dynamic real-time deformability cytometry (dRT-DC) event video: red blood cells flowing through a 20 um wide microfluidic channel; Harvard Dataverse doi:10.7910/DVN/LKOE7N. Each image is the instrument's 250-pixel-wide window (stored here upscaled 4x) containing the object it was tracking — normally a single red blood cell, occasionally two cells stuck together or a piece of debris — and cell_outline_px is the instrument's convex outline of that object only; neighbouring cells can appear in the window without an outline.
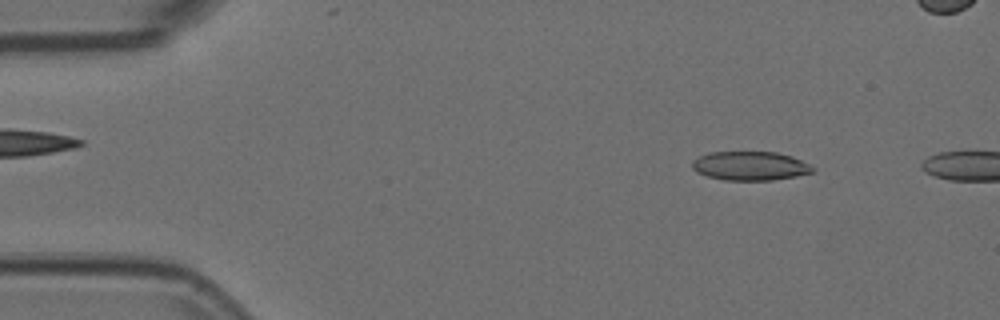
{"species": "Egyptian fruit bat (a non-hibernating species)", "species_latin": "Rousettus aegyptiacus", "temperature_condition": "room temperature", "stored_images_in_passage": 49, "camera_frame_rate_fps": 3000, "um_per_image_px": 0.085, "animal": {"sex": "female"}, "frame": {"image": 1, "passage_image": 6, "time_ms": 1.667, "image_size_px": [1000, 320], "cell_outline_px": [[816, 168], [812, 172], [796, 176], [772, 180], [724, 180], [708, 176], [696, 172], [692, 168], [692, 160], [708, 152], [776, 152], [792, 156]], "centroid_in_image_um": [63.74, 14.1], "position_along_channel_um": 21.3, "area_um2": 20.29}}
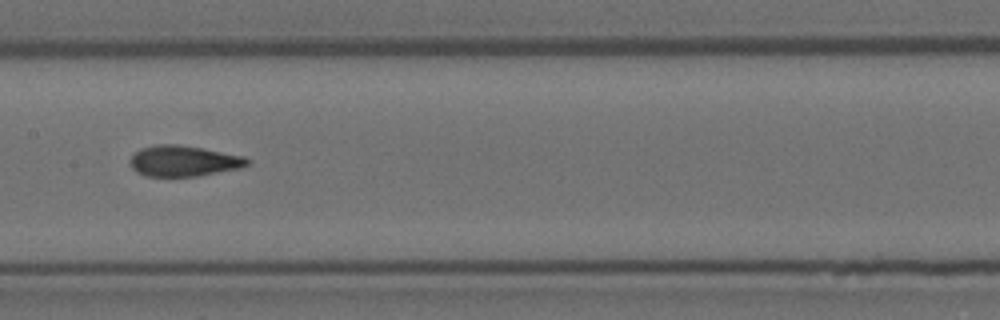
{"frame": {"image": 2, "passage_image": 26, "time_ms": 8.333, "image_size_px": [1000, 320], "cell_outline_px": [[252, 160], [248, 164], [240, 168], [196, 176], [144, 176], [136, 172], [132, 168], [128, 160], [140, 148], [156, 144], [176, 144], [200, 148], [244, 156]], "centroid_in_image_um": [15.57, 13.68], "position_along_channel_um": 191.8, "area_um2": 20.98}}
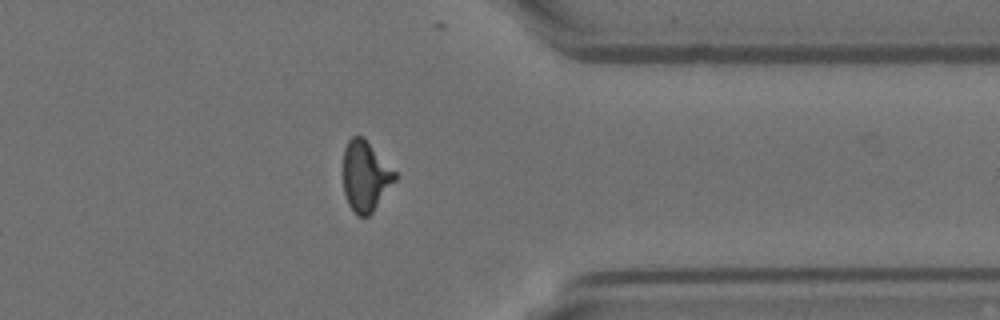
{"frame": {"image": 3, "passage_image": 42, "time_ms": 13.667, "image_size_px": [1000, 320], "cell_outline_px": [[396, 180], [372, 212], [368, 216], [356, 216], [348, 204], [344, 192], [344, 148], [348, 140], [352, 136], [360, 136], [396, 172]], "centroid_in_image_um": [31.04, 15.02], "position_along_channel_um": 380.4, "area_um2": 20.69}, "authors_computed_cell_mechanics": {"area_um2": 21.2126, "velocity_mm_per_s": 3.7316, "shape_relaxation_time_tau1_ms": 9.5677, "shape_relaxation_time_tau2_ms": 1.3106, "deformation_change_tau1": 0.2332, "deformation_change_tau2": 0.0874}}